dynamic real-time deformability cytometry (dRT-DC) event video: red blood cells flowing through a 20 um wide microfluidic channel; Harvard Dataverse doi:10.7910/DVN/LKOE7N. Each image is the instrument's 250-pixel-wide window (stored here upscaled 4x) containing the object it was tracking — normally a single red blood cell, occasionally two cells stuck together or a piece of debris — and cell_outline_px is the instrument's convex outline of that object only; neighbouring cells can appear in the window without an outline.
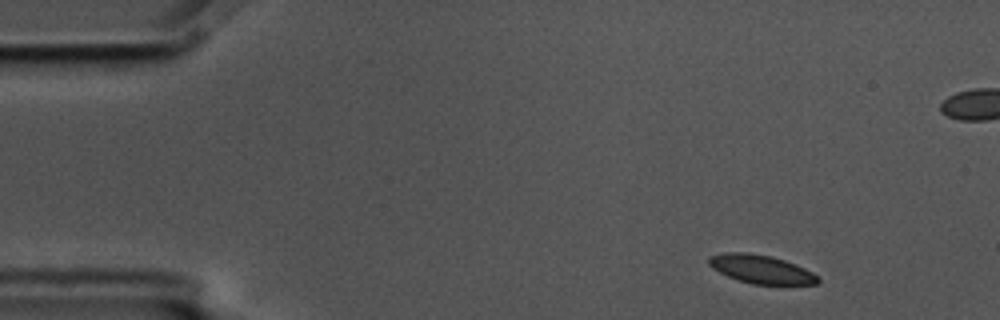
{"species": "common noctule bat (a hibernating species)", "species_latin": "Nyctalus noctula", "temperature_condition": "cold", "stored_images_in_passage": 52, "camera_frame_rate_fps": 3000, "um_per_image_px": 0.085, "animal": {"sex": "male", "body_mass_g": 17.5, "forearm_length_mm": 52.3}, "frame": {"image": 1, "passage_image": 1, "time_ms": 0.0, "image_size_px": [1000, 320], "cell_outline_px": [[820, 280], [816, 284], [752, 284], [728, 276], [712, 268], [708, 264], [708, 256], [724, 252], [748, 252], [768, 256], [784, 260], [796, 264], [820, 276]], "centroid_in_image_um": [64.68, 22.87], "position_along_channel_um": 20.3, "area_um2": 18.03}}
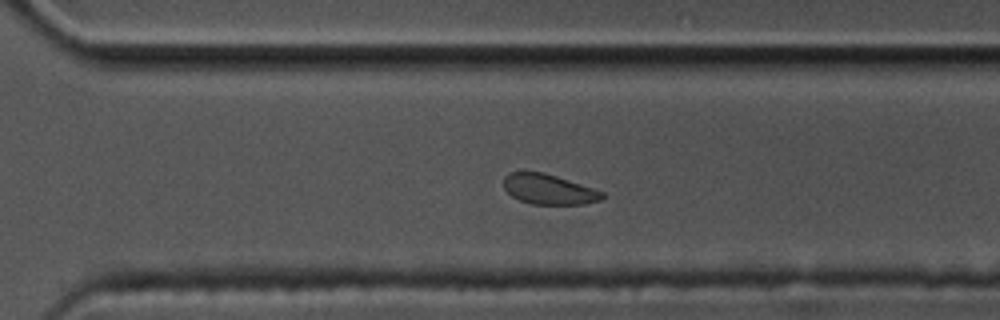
{"frame": {"image": 2, "passage_image": 34, "time_ms": 11.0, "image_size_px": [1000, 320], "cell_outline_px": [[604, 196], [600, 200], [584, 204], [532, 204], [520, 200], [512, 196], [504, 188], [504, 176], [508, 172], [544, 172], [604, 192]], "centroid_in_image_um": [46.62, 16.09], "position_along_channel_um": 324.0, "area_um2": 17.11}}
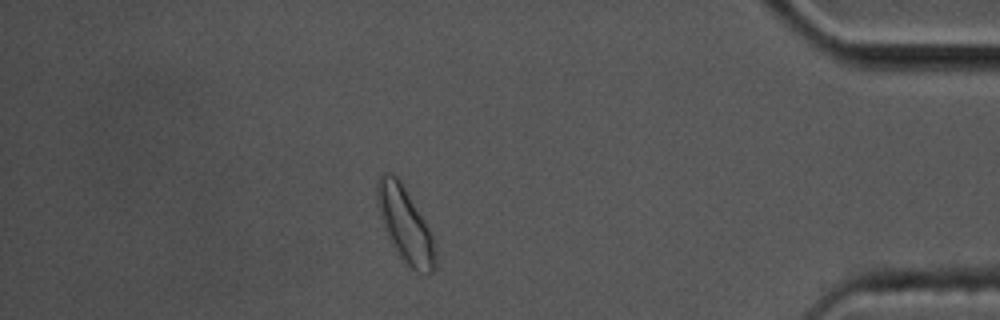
{"frame": {"image": 3, "passage_image": 44, "time_ms": 14.333, "image_size_px": [1000, 320], "cell_outline_px": [[436, 268], [432, 272], [416, 272], [400, 256], [392, 244], [384, 228], [380, 216], [376, 200], [376, 180], [384, 172], [392, 172], [400, 176], [424, 220], [432, 236], [436, 260]], "centroid_in_image_um": [34.4, 18.99], "position_along_channel_um": 400.8, "area_um2": 25.43}, "authors_computed_cell_mechanics": {"area_um2": 18.9006, "velocity_mm_per_s": 3.5356, "shape_relaxation_time_tau1_ms": 2.2677, "shape_relaxation_time_tau2_ms": 8.3935, "deformation_change_tau1": 0.099, "deformation_change_tau2": 0.1231}}